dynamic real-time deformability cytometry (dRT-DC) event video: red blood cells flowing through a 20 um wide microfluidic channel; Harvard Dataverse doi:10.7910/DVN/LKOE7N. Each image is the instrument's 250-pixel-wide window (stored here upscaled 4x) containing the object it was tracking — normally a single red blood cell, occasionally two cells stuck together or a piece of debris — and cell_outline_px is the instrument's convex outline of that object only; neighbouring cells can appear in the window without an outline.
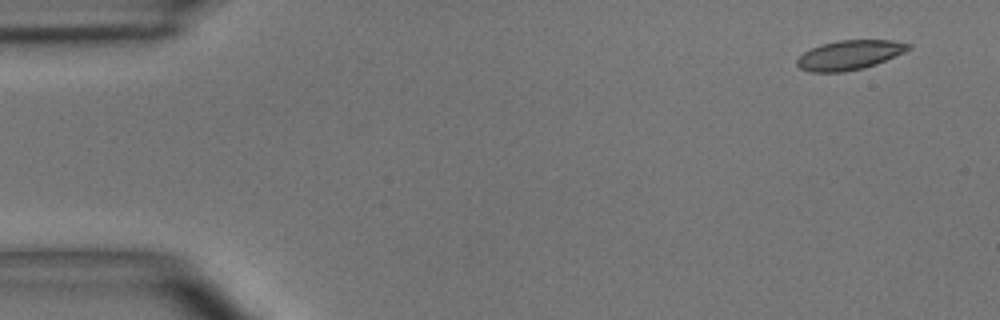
{"species": "common noctule bat (a hibernating species)", "species_latin": "Nyctalus noctula", "temperature_condition": "room temperature", "stored_images_in_passage": 4, "camera_frame_rate_fps": 3000, "um_per_image_px": 0.085, "animal": {"sex": "male", "body_mass_g": 15.6}, "frame": {"image": 1, "passage_image": 1, "time_ms": 0.0, "image_size_px": [1000, 320], "cell_outline_px": [[912, 48], [904, 52], [876, 64], [864, 68], [844, 72], [812, 72], [800, 68], [796, 64], [796, 60], [804, 52], [820, 44], [836, 40], [892, 40], [912, 44]], "centroid_in_image_um": [72.21, 4.67], "position_along_channel_um": 12.8, "area_um2": 19.19}}
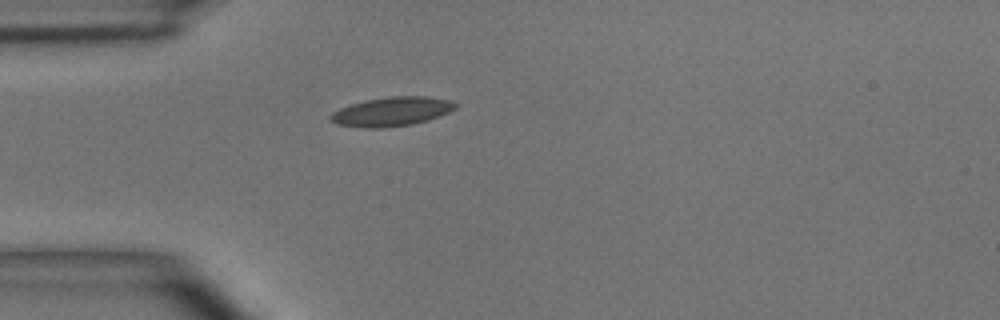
{"frame": {"image": 2, "passage_image": 4, "time_ms": 3.667, "image_size_px": [1000, 320], "cell_outline_px": [[460, 104], [456, 108], [440, 116], [428, 120], [412, 124], [384, 128], [364, 128], [336, 124], [328, 116], [332, 112], [340, 108], [364, 100], [392, 96], [428, 96], [452, 100]], "centroid_in_image_um": [33.33, 9.48], "position_along_channel_um": 51.7, "area_um2": 21.39}}